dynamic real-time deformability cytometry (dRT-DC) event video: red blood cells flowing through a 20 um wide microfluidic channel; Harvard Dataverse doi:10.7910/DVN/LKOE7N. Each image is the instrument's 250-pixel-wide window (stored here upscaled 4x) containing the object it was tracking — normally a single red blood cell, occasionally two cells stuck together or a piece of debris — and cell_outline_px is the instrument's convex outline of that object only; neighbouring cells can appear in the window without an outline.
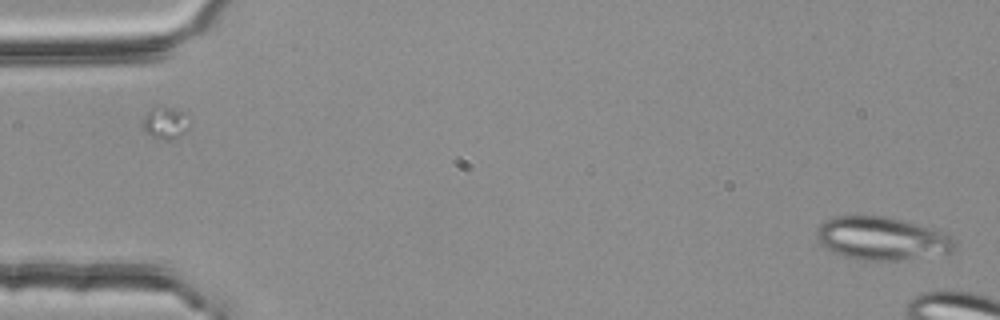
{"species": "common noctule bat (a hibernating species)", "species_latin": "Nyctalus noctula", "temperature_condition": "room temperature", "stored_images_in_passage": 9, "camera_frame_rate_fps": 3000, "um_per_image_px": 0.085, "animal": {"sex": "female", "body_mass_g": 25.1}, "frame": {"image": 1, "passage_image": 1, "time_ms": 0.0, "image_size_px": [1000, 320], "cell_outline_px": [[956, 248], [952, 252], [896, 260], [856, 260], [832, 252], [824, 248], [820, 244], [816, 236], [816, 232], [820, 224], [824, 220], [836, 216], [884, 216], [904, 220], [944, 232], [952, 236], [956, 244]], "centroid_in_image_um": [74.93, 20.26], "position_along_channel_um": 10.1, "area_um2": 34.74}}